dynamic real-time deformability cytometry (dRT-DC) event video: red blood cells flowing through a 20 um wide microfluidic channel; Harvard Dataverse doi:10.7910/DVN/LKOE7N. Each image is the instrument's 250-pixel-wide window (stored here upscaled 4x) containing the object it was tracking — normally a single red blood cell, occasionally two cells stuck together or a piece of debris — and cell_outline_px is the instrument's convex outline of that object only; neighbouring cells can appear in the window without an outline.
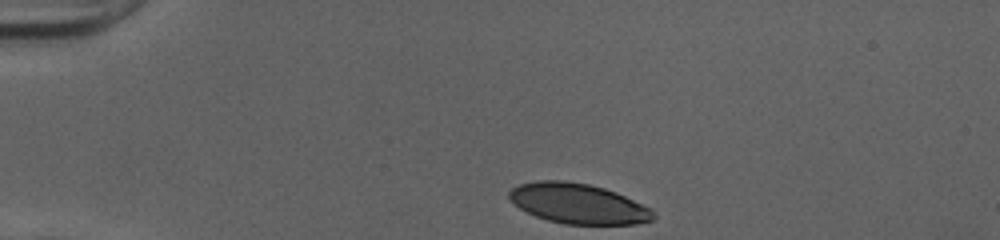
{"species": "human", "species_latin": "Homo sapiens", "temperature_condition": "cold", "stored_images_in_passage": 33, "camera_frame_rate_fps": 3000, "um_per_image_px": 0.085, "donor": {"sex": "female"}, "frame": {"image": 1, "passage_image": 1, "time_ms": 0.0, "image_size_px": [1000, 240], "cell_outline_px": [[656, 216], [652, 220], [636, 224], [564, 224], [548, 220], [536, 216], [520, 208], [508, 196], [508, 192], [512, 188], [520, 184], [536, 180], [564, 180], [588, 184], [604, 188], [616, 192], [652, 208], [656, 212]], "centroid_in_image_um": [49.18, 17.3], "position_along_channel_um": 35.8, "area_um2": 33.76}}
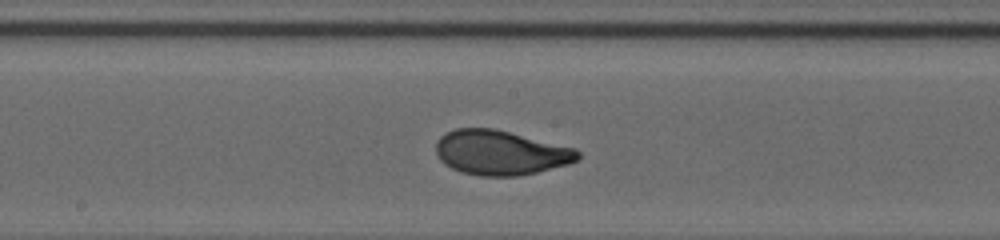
{"frame": {"image": 2, "passage_image": 18, "time_ms": 5.667, "image_size_px": [1000, 240], "cell_outline_px": [[580, 160], [568, 164], [520, 176], [480, 176], [460, 172], [444, 164], [440, 160], [436, 152], [436, 140], [444, 132], [456, 128], [492, 128], [576, 148], [580, 152]], "centroid_in_image_um": [42.53, 12.98], "position_along_channel_um": 205.7, "area_um2": 37.11}}
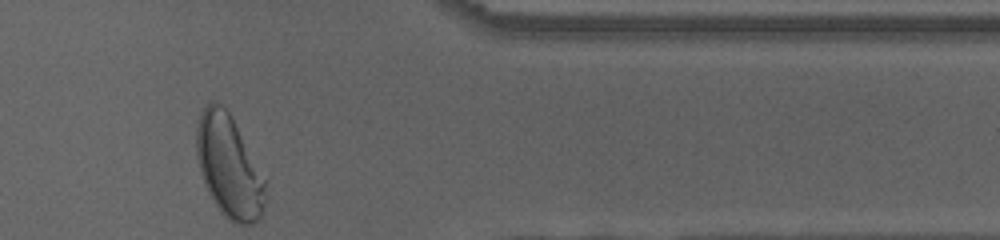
{"frame": {"image": 3, "passage_image": 33, "time_ms": 10.667, "image_size_px": [1000, 240], "cell_outline_px": [[264, 204], [260, 216], [252, 224], [232, 224], [224, 216], [212, 200], [208, 192], [200, 172], [196, 156], [196, 128], [200, 112], [212, 100], [216, 100], [232, 116], [264, 180]], "centroid_in_image_um": [19.41, 14.14], "position_along_channel_um": 392.0, "area_um2": 40.58}, "authors_computed_cell_mechanics": {"area_um2": 36.703, "velocity_mm_per_s": 4.0201, "shape_relaxation_time_tau1_ms": 3.1683, "shape_relaxation_time_tau2_ms": null, "deformation_change_tau1": 0.1773, "deformation_change_tau2": null}}